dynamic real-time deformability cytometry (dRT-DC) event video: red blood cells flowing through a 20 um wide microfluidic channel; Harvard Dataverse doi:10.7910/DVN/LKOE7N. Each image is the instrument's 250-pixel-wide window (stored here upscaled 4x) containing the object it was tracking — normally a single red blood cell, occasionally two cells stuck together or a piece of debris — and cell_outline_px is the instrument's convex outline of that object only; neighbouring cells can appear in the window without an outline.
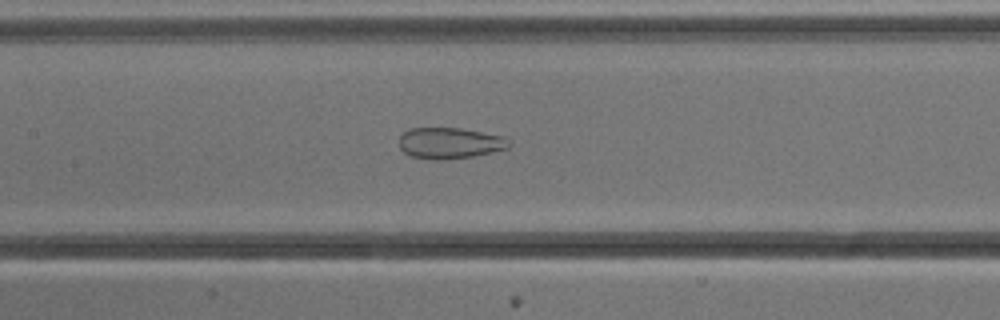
{"species": "common noctule bat (a hibernating species)", "species_latin": "Nyctalus noctula", "temperature_condition": "cold", "stored_images_in_passage": 49, "camera_frame_rate_fps": 3000, "um_per_image_px": 0.085, "animal": {"sex": "male", "body_mass_g": 13.3}, "frame": {"image": 1, "passage_image": 20, "time_ms": 6.333, "image_size_px": [1000, 320], "cell_outline_px": [[512, 144], [508, 148], [492, 152], [472, 156], [444, 160], [432, 160], [412, 156], [404, 152], [400, 148], [400, 136], [404, 132], [412, 128], [460, 128], [504, 136]], "centroid_in_image_um": [38.25, 12.16], "position_along_channel_um": 169.2, "area_um2": 19.88}}
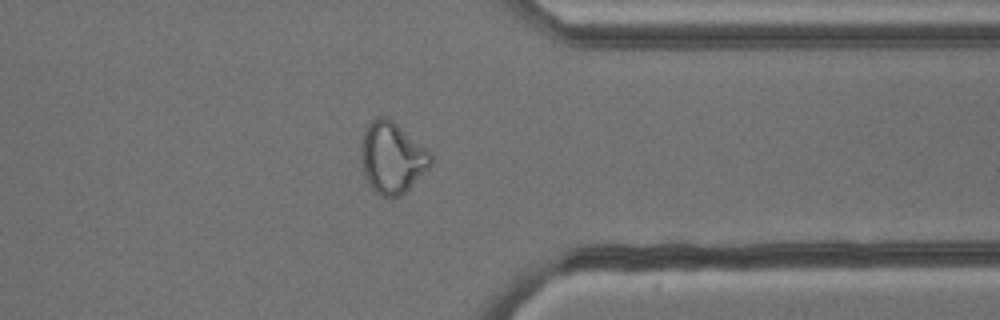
{"frame": {"image": 2, "passage_image": 37, "time_ms": 12.0, "image_size_px": [1000, 320], "cell_outline_px": [[432, 164], [400, 196], [380, 196], [372, 188], [364, 172], [360, 152], [360, 148], [364, 132], [368, 124], [376, 116], [384, 116], [392, 120], [432, 152]], "centroid_in_image_um": [33.33, 13.37], "position_along_channel_um": 378.1, "area_um2": 28.61}}
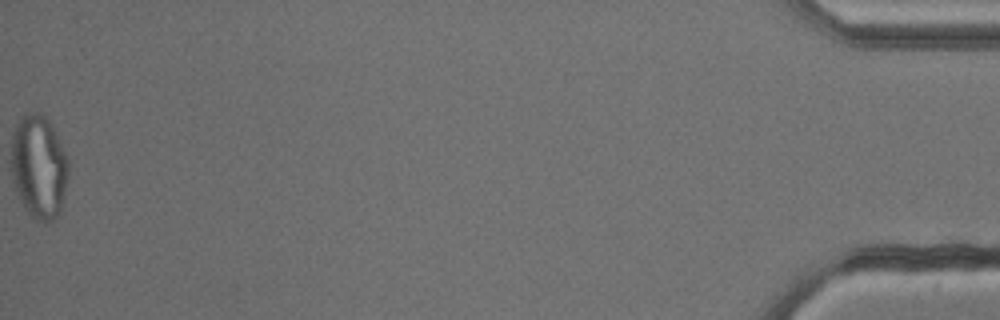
{"frame": {"image": 3, "passage_image": 49, "time_ms": 16.0, "image_size_px": [1000, 320], "cell_outline_px": [[68, 176], [60, 208], [56, 216], [52, 220], [44, 224], [36, 220], [24, 208], [16, 192], [12, 176], [12, 136], [16, 124], [28, 112], [40, 112], [48, 120], [56, 132], [60, 140], [68, 160]], "centroid_in_image_um": [3.3, 14.18], "position_along_channel_um": 431.9, "area_um2": 34.33}, "authors_computed_cell_mechanics": {"area_um2": 29.0156, "velocity_mm_per_s": 3.8188, "shape_relaxation_time_tau1_ms": null, "shape_relaxation_time_tau2_ms": 1.6008, "deformation_change_tau1": null, "deformation_change_tau2": 0.0864}}